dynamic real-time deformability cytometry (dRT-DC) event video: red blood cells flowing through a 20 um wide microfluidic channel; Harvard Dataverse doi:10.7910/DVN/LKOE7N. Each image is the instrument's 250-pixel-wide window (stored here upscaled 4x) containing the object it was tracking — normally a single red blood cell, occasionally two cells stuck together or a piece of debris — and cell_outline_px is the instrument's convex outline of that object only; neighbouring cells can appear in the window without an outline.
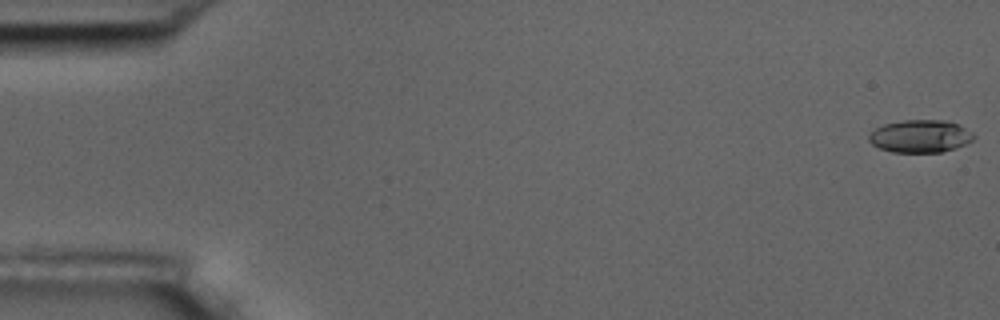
{"species": "common noctule bat (a hibernating species)", "species_latin": "Nyctalus noctula", "temperature_condition": "room temperature", "stored_images_in_passage": 9, "camera_frame_rate_fps": 3000, "um_per_image_px": 0.085, "animal": {"sex": "male", "body_mass_g": 17.5, "forearm_length_mm": 52.3}, "frame": {"image": 1, "passage_image": 1, "time_ms": 0.0, "image_size_px": [1000, 320], "cell_outline_px": [[976, 136], [972, 140], [956, 148], [940, 152], [892, 152], [880, 148], [872, 144], [868, 140], [868, 136], [876, 128], [884, 124], [904, 120], [948, 120], [972, 132]], "centroid_in_image_um": [78.22, 11.58], "position_along_channel_um": 6.8, "area_um2": 19.83}}
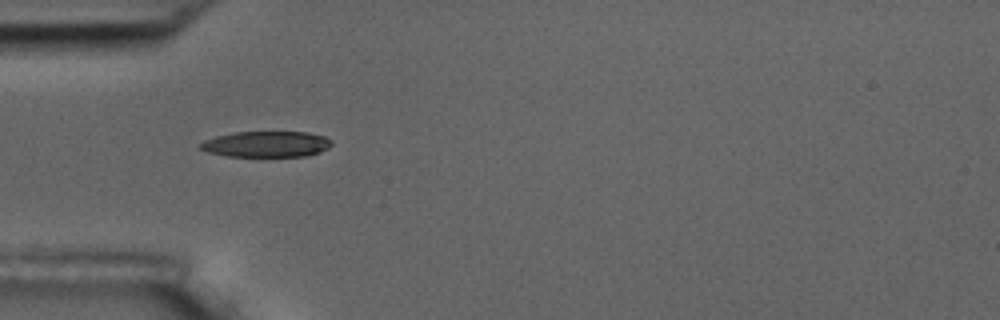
{"frame": {"image": 2, "passage_image": 6, "time_ms": 5.667, "image_size_px": [1000, 320], "cell_outline_px": [[332, 144], [328, 148], [320, 152], [304, 156], [228, 156], [208, 152], [196, 148], [204, 140], [216, 136], [236, 132], [308, 132], [324, 136], [332, 140]], "centroid_in_image_um": [22.63, 12.25], "position_along_channel_um": 62.4, "area_um2": 19.83}}
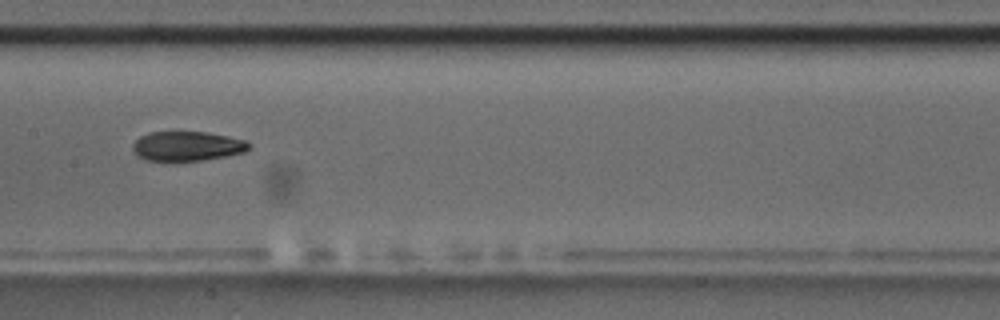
{"frame": {"image": 3, "passage_image": 9, "time_ms": 9.333, "image_size_px": [1000, 320], "cell_outline_px": [[252, 148], [244, 152], [204, 160], [148, 160], [136, 156], [132, 148], [132, 144], [140, 136], [148, 132], [204, 132], [228, 136], [244, 140], [252, 144]], "centroid_in_image_um": [15.91, 12.41], "position_along_channel_um": 191.5, "area_um2": 19.94}}